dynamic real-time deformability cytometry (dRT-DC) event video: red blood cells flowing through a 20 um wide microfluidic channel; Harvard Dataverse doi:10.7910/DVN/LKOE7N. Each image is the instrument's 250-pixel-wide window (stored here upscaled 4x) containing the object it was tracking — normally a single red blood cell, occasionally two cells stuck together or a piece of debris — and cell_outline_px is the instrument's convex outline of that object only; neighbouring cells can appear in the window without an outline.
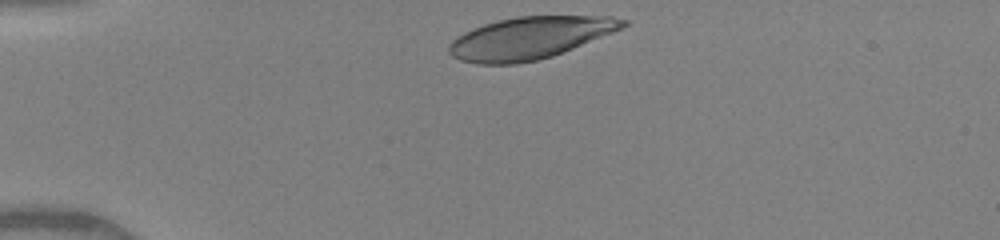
{"species": "human", "species_latin": "Homo sapiens", "temperature_condition": "warm", "stored_images_in_passage": 32, "camera_frame_rate_fps": 3000, "um_per_image_px": 0.085, "donor": {"sex": "female"}, "frame": {"image": 1, "passage_image": 1, "time_ms": 0.0, "image_size_px": [1000, 240], "cell_outline_px": [[632, 24], [624, 28], [552, 56], [536, 60], [516, 64], [476, 64], [460, 60], [452, 56], [448, 52], [448, 44], [456, 36], [472, 28], [484, 24], [516, 16], [612, 16], [628, 20]], "centroid_in_image_um": [45.04, 3.22], "position_along_channel_um": 40.0, "area_um2": 42.89}}
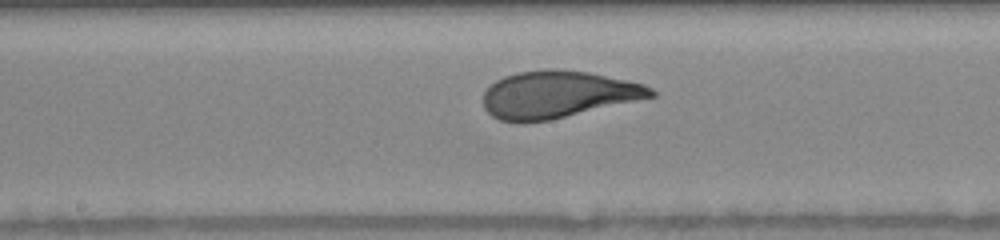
{"frame": {"image": 2, "passage_image": 16, "time_ms": 5.0, "image_size_px": [1000, 240], "cell_outline_px": [[656, 96], [548, 120], [500, 120], [492, 116], [484, 108], [484, 92], [496, 80], [504, 76], [516, 72], [588, 72], [628, 80], [644, 84], [652, 88], [656, 92]], "centroid_in_image_um": [47.45, 8.04], "position_along_channel_um": 200.8, "area_um2": 44.33}}
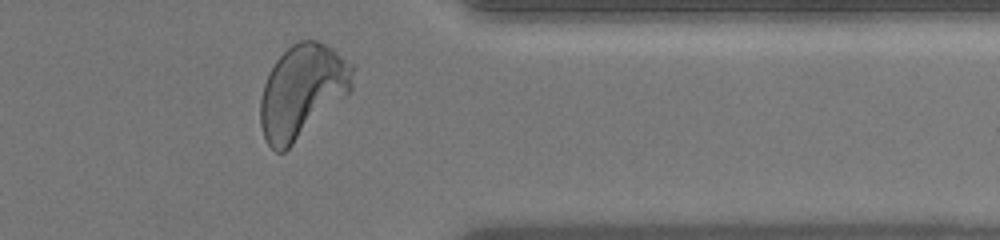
{"frame": {"image": 3, "passage_image": 30, "time_ms": 9.667, "image_size_px": [1000, 240], "cell_outline_px": [[352, 92], [284, 152], [276, 152], [268, 144], [264, 136], [260, 124], [260, 100], [264, 84], [276, 60], [292, 44], [300, 40], [316, 40], [332, 48], [352, 64]], "centroid_in_image_um": [25.69, 7.77], "position_along_channel_um": 385.7, "area_um2": 49.94}, "authors_computed_cell_mechanics": {"area_um2": 46.5579, "velocity_mm_per_s": 4.0997, "shape_relaxation_time_tau1_ms": 2.9694, "shape_relaxation_time_tau2_ms": null, "deformation_change_tau1": 0.1736, "deformation_change_tau2": null}}